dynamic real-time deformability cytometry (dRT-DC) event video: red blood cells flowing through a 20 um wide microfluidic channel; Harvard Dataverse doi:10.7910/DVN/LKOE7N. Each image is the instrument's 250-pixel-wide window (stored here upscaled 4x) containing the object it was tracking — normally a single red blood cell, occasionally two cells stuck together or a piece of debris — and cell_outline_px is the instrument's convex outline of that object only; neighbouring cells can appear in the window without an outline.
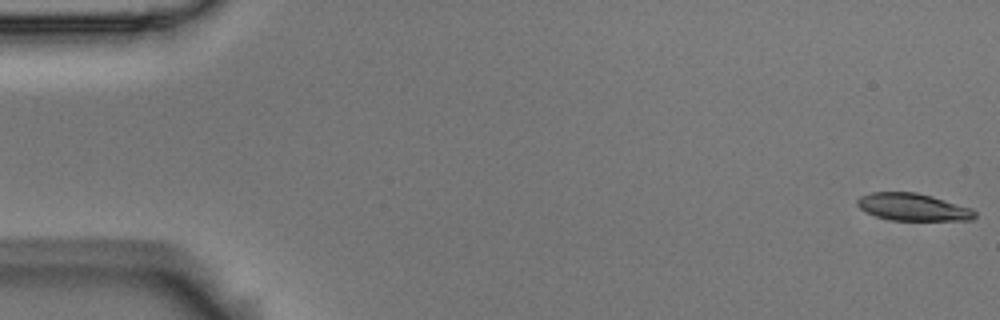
{"species": "Egyptian fruit bat (a non-hibernating species)", "species_latin": "Rousettus aegyptiacus", "temperature_condition": "room temperature", "stored_images_in_passage": 55, "camera_frame_rate_fps": 3000, "um_per_image_px": 0.085, "animal": {"sex": "male"}, "frame": {"image": 1, "passage_image": 1, "time_ms": 0.0, "image_size_px": [1000, 320], "cell_outline_px": [[976, 216], [972, 220], [888, 220], [876, 216], [860, 208], [856, 204], [856, 200], [860, 196], [872, 192], [916, 192], [932, 196], [972, 208], [976, 212]], "centroid_in_image_um": [77.6, 17.6], "position_along_channel_um": 7.4, "area_um2": 18.73}}
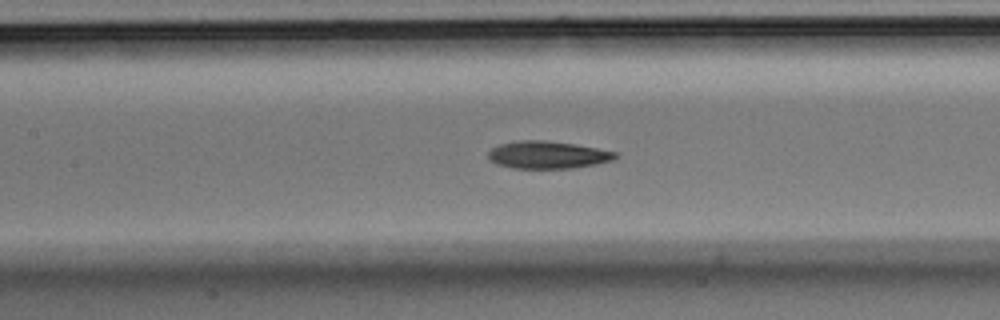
{"frame": {"image": 2, "passage_image": 25, "time_ms": 8.0, "image_size_px": [1000, 320], "cell_outline_px": [[620, 156], [616, 160], [596, 164], [572, 168], [512, 168], [496, 164], [488, 156], [488, 152], [492, 148], [500, 144], [516, 140], [544, 140], [576, 144], [616, 152]], "centroid_in_image_um": [46.59, 13.16], "position_along_channel_um": 160.8, "area_um2": 20.46}}
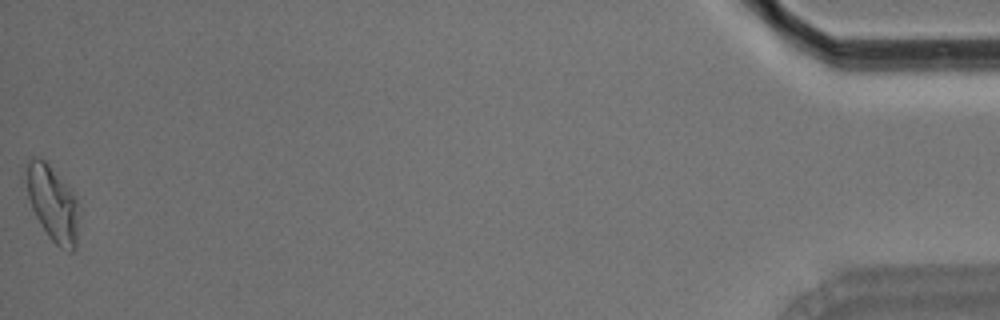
{"frame": {"image": 3, "passage_image": 55, "time_ms": 18.0, "image_size_px": [1000, 320], "cell_outline_px": [[80, 208], [76, 248], [72, 252], [68, 252], [60, 248], [48, 236], [40, 224], [32, 208], [28, 196], [28, 160], [32, 156], [36, 156], [44, 160], [76, 192]], "centroid_in_image_um": [4.56, 17.33], "position_along_channel_um": 430.6, "area_um2": 23.47}, "authors_computed_cell_mechanics": {"area_um2": 20.2878, "velocity_mm_per_s": 3.6732, "shape_relaxation_time_tau1_ms": 6.1313, "shape_relaxation_time_tau2_ms": 5.3655, "deformation_change_tau1": 0.1854, "deformation_change_tau2": 0.1414}}